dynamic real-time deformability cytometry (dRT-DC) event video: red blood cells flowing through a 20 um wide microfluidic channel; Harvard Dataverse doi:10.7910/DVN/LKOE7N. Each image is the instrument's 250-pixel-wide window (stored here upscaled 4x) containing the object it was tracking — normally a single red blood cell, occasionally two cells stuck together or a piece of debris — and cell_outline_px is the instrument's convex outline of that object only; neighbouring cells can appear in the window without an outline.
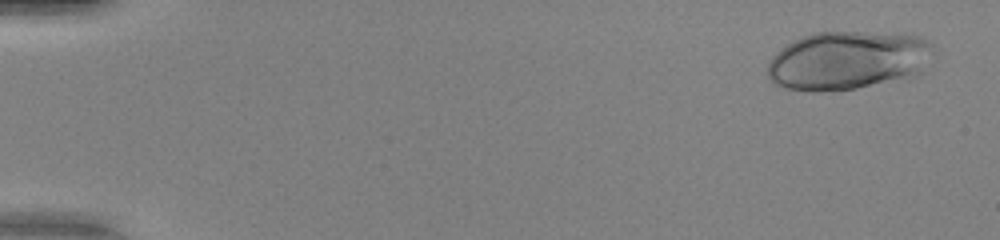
{"species": "human", "species_latin": "Homo sapiens", "temperature_condition": "warm", "stored_images_in_passage": 50, "camera_frame_rate_fps": 3000, "um_per_image_px": 0.085, "donor": {"sex": "female"}, "frame": {"image": 1, "passage_image": 3, "time_ms": 0.667, "image_size_px": [1000, 240], "cell_outline_px": [[936, 52], [920, 72], [908, 80], [856, 88], [820, 92], [808, 92], [784, 88], [772, 84], [768, 76], [768, 64], [772, 56], [776, 52], [788, 44], [812, 32], [860, 32], [916, 36], [928, 40], [932, 44]], "centroid_in_image_um": [72.08, 5.17], "position_along_channel_um": 12.9, "area_um2": 57.28}}
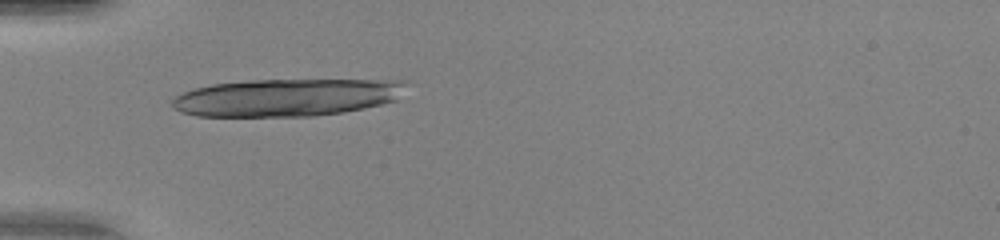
{"frame": {"image": 2, "passage_image": 17, "time_ms": 5.333, "image_size_px": [1000, 240], "cell_outline_px": [[408, 80], [396, 100], [364, 108], [344, 112], [312, 116], [196, 116], [180, 112], [172, 108], [172, 100], [176, 96], [184, 92], [196, 88], [212, 84], [252, 80]], "centroid_in_image_um": [24.34, 8.28], "position_along_channel_um": 60.7, "area_um2": 50.98}}